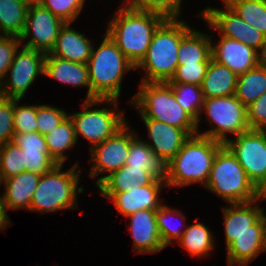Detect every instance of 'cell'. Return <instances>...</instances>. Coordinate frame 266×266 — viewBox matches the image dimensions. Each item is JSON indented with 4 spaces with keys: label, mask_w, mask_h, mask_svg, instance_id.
<instances>
[{
    "label": "cell",
    "mask_w": 266,
    "mask_h": 266,
    "mask_svg": "<svg viewBox=\"0 0 266 266\" xmlns=\"http://www.w3.org/2000/svg\"><path fill=\"white\" fill-rule=\"evenodd\" d=\"M152 143L144 141L150 149L169 163L180 151L190 135L182 128H178L153 119L142 118Z\"/></svg>",
    "instance_id": "e0dca14e"
},
{
    "label": "cell",
    "mask_w": 266,
    "mask_h": 266,
    "mask_svg": "<svg viewBox=\"0 0 266 266\" xmlns=\"http://www.w3.org/2000/svg\"><path fill=\"white\" fill-rule=\"evenodd\" d=\"M142 118L153 119L184 129L190 136L197 133V122L176 101L166 82H142L132 98Z\"/></svg>",
    "instance_id": "5b68a950"
},
{
    "label": "cell",
    "mask_w": 266,
    "mask_h": 266,
    "mask_svg": "<svg viewBox=\"0 0 266 266\" xmlns=\"http://www.w3.org/2000/svg\"><path fill=\"white\" fill-rule=\"evenodd\" d=\"M56 79L63 84L87 86L86 100H91V86L89 82L87 64L64 60L57 56L46 54L44 76Z\"/></svg>",
    "instance_id": "7402d4cb"
},
{
    "label": "cell",
    "mask_w": 266,
    "mask_h": 266,
    "mask_svg": "<svg viewBox=\"0 0 266 266\" xmlns=\"http://www.w3.org/2000/svg\"><path fill=\"white\" fill-rule=\"evenodd\" d=\"M87 66L91 86V100H118L124 71L135 69V66L107 33L99 48L96 51L95 48H92Z\"/></svg>",
    "instance_id": "277c9868"
},
{
    "label": "cell",
    "mask_w": 266,
    "mask_h": 266,
    "mask_svg": "<svg viewBox=\"0 0 266 266\" xmlns=\"http://www.w3.org/2000/svg\"><path fill=\"white\" fill-rule=\"evenodd\" d=\"M128 217L136 253H155L165 248L156 222V210L143 209Z\"/></svg>",
    "instance_id": "ffe728a7"
},
{
    "label": "cell",
    "mask_w": 266,
    "mask_h": 266,
    "mask_svg": "<svg viewBox=\"0 0 266 266\" xmlns=\"http://www.w3.org/2000/svg\"><path fill=\"white\" fill-rule=\"evenodd\" d=\"M21 41L15 36H3L0 39V82L5 79Z\"/></svg>",
    "instance_id": "7bdbcfd3"
},
{
    "label": "cell",
    "mask_w": 266,
    "mask_h": 266,
    "mask_svg": "<svg viewBox=\"0 0 266 266\" xmlns=\"http://www.w3.org/2000/svg\"><path fill=\"white\" fill-rule=\"evenodd\" d=\"M14 99V133L37 132V105L18 106Z\"/></svg>",
    "instance_id": "f35d334b"
},
{
    "label": "cell",
    "mask_w": 266,
    "mask_h": 266,
    "mask_svg": "<svg viewBox=\"0 0 266 266\" xmlns=\"http://www.w3.org/2000/svg\"><path fill=\"white\" fill-rule=\"evenodd\" d=\"M224 144L198 134L190 136L167 164L166 186L183 187L208 182L216 153Z\"/></svg>",
    "instance_id": "7a4b0ae2"
},
{
    "label": "cell",
    "mask_w": 266,
    "mask_h": 266,
    "mask_svg": "<svg viewBox=\"0 0 266 266\" xmlns=\"http://www.w3.org/2000/svg\"><path fill=\"white\" fill-rule=\"evenodd\" d=\"M29 6L28 0H0V31L4 36L22 35Z\"/></svg>",
    "instance_id": "f1b7e54d"
},
{
    "label": "cell",
    "mask_w": 266,
    "mask_h": 266,
    "mask_svg": "<svg viewBox=\"0 0 266 266\" xmlns=\"http://www.w3.org/2000/svg\"><path fill=\"white\" fill-rule=\"evenodd\" d=\"M129 5L140 10L156 12L166 18H178L182 0H126Z\"/></svg>",
    "instance_id": "8d00e7d4"
},
{
    "label": "cell",
    "mask_w": 266,
    "mask_h": 266,
    "mask_svg": "<svg viewBox=\"0 0 266 266\" xmlns=\"http://www.w3.org/2000/svg\"><path fill=\"white\" fill-rule=\"evenodd\" d=\"M225 11L207 8L200 14L212 29H217L221 36L233 38L257 50L266 36L254 26L244 21L226 4Z\"/></svg>",
    "instance_id": "5bb4252c"
},
{
    "label": "cell",
    "mask_w": 266,
    "mask_h": 266,
    "mask_svg": "<svg viewBox=\"0 0 266 266\" xmlns=\"http://www.w3.org/2000/svg\"><path fill=\"white\" fill-rule=\"evenodd\" d=\"M211 36L190 29L180 41L178 49V65L210 63Z\"/></svg>",
    "instance_id": "4316f807"
},
{
    "label": "cell",
    "mask_w": 266,
    "mask_h": 266,
    "mask_svg": "<svg viewBox=\"0 0 266 266\" xmlns=\"http://www.w3.org/2000/svg\"><path fill=\"white\" fill-rule=\"evenodd\" d=\"M64 24L62 19L55 16L42 4H30L24 31L19 39L23 42L32 36L24 47L47 54L55 46L60 29Z\"/></svg>",
    "instance_id": "7c38bea8"
},
{
    "label": "cell",
    "mask_w": 266,
    "mask_h": 266,
    "mask_svg": "<svg viewBox=\"0 0 266 266\" xmlns=\"http://www.w3.org/2000/svg\"><path fill=\"white\" fill-rule=\"evenodd\" d=\"M238 75L228 67L211 59L201 84L204 98L235 95Z\"/></svg>",
    "instance_id": "d4e9b609"
},
{
    "label": "cell",
    "mask_w": 266,
    "mask_h": 266,
    "mask_svg": "<svg viewBox=\"0 0 266 266\" xmlns=\"http://www.w3.org/2000/svg\"><path fill=\"white\" fill-rule=\"evenodd\" d=\"M174 93L176 101L197 122L199 131V115L203 109L204 97L201 86L190 83H168Z\"/></svg>",
    "instance_id": "836d02e7"
},
{
    "label": "cell",
    "mask_w": 266,
    "mask_h": 266,
    "mask_svg": "<svg viewBox=\"0 0 266 266\" xmlns=\"http://www.w3.org/2000/svg\"><path fill=\"white\" fill-rule=\"evenodd\" d=\"M256 55H257V66L266 69V38L265 41L257 49Z\"/></svg>",
    "instance_id": "f6af8a7d"
},
{
    "label": "cell",
    "mask_w": 266,
    "mask_h": 266,
    "mask_svg": "<svg viewBox=\"0 0 266 266\" xmlns=\"http://www.w3.org/2000/svg\"><path fill=\"white\" fill-rule=\"evenodd\" d=\"M214 237L203 223H195L184 229L179 244L192 256H204L214 249Z\"/></svg>",
    "instance_id": "1f68e13d"
},
{
    "label": "cell",
    "mask_w": 266,
    "mask_h": 266,
    "mask_svg": "<svg viewBox=\"0 0 266 266\" xmlns=\"http://www.w3.org/2000/svg\"><path fill=\"white\" fill-rule=\"evenodd\" d=\"M106 102L114 105L118 103L115 99H94L85 100L83 104V111L69 115L73 121L76 138L80 134L86 138L94 147L104 140L113 136L125 124V118L122 112H116L112 108L107 109H88L89 107Z\"/></svg>",
    "instance_id": "9c48e42d"
},
{
    "label": "cell",
    "mask_w": 266,
    "mask_h": 266,
    "mask_svg": "<svg viewBox=\"0 0 266 266\" xmlns=\"http://www.w3.org/2000/svg\"><path fill=\"white\" fill-rule=\"evenodd\" d=\"M166 19L159 13L140 10L127 3L118 9L106 33L136 67L145 57L156 29Z\"/></svg>",
    "instance_id": "6da1fadb"
},
{
    "label": "cell",
    "mask_w": 266,
    "mask_h": 266,
    "mask_svg": "<svg viewBox=\"0 0 266 266\" xmlns=\"http://www.w3.org/2000/svg\"><path fill=\"white\" fill-rule=\"evenodd\" d=\"M166 186L165 181L155 179L151 184L135 187L123 193H101L108 199H112L118 212L128 217L143 210H157L162 203L159 200L161 187Z\"/></svg>",
    "instance_id": "2e32d148"
},
{
    "label": "cell",
    "mask_w": 266,
    "mask_h": 266,
    "mask_svg": "<svg viewBox=\"0 0 266 266\" xmlns=\"http://www.w3.org/2000/svg\"><path fill=\"white\" fill-rule=\"evenodd\" d=\"M155 179L146 169L124 165L110 175L97 179L96 185L101 193H123L129 191L132 186L151 184Z\"/></svg>",
    "instance_id": "cb8c5ba5"
},
{
    "label": "cell",
    "mask_w": 266,
    "mask_h": 266,
    "mask_svg": "<svg viewBox=\"0 0 266 266\" xmlns=\"http://www.w3.org/2000/svg\"><path fill=\"white\" fill-rule=\"evenodd\" d=\"M202 110L207 114L206 119L215 127L201 134L196 133L198 135L225 144L228 140L227 133L238 136L250 130L247 123L246 106L235 95L204 98Z\"/></svg>",
    "instance_id": "ba28073f"
},
{
    "label": "cell",
    "mask_w": 266,
    "mask_h": 266,
    "mask_svg": "<svg viewBox=\"0 0 266 266\" xmlns=\"http://www.w3.org/2000/svg\"><path fill=\"white\" fill-rule=\"evenodd\" d=\"M25 171L23 150L13 142L0 146V180L9 179Z\"/></svg>",
    "instance_id": "e575fe53"
},
{
    "label": "cell",
    "mask_w": 266,
    "mask_h": 266,
    "mask_svg": "<svg viewBox=\"0 0 266 266\" xmlns=\"http://www.w3.org/2000/svg\"><path fill=\"white\" fill-rule=\"evenodd\" d=\"M263 251H266V232L243 233L227 246V261L229 266H246Z\"/></svg>",
    "instance_id": "484cf974"
},
{
    "label": "cell",
    "mask_w": 266,
    "mask_h": 266,
    "mask_svg": "<svg viewBox=\"0 0 266 266\" xmlns=\"http://www.w3.org/2000/svg\"><path fill=\"white\" fill-rule=\"evenodd\" d=\"M70 27V23H65L60 29L55 46L49 54L64 60L87 64L94 46L90 39Z\"/></svg>",
    "instance_id": "44dd1931"
},
{
    "label": "cell",
    "mask_w": 266,
    "mask_h": 266,
    "mask_svg": "<svg viewBox=\"0 0 266 266\" xmlns=\"http://www.w3.org/2000/svg\"><path fill=\"white\" fill-rule=\"evenodd\" d=\"M205 187L229 204L257 200V188L225 145L216 153Z\"/></svg>",
    "instance_id": "8992f818"
},
{
    "label": "cell",
    "mask_w": 266,
    "mask_h": 266,
    "mask_svg": "<svg viewBox=\"0 0 266 266\" xmlns=\"http://www.w3.org/2000/svg\"><path fill=\"white\" fill-rule=\"evenodd\" d=\"M257 200L230 204L223 208L226 247L243 233L266 232L264 208L252 206Z\"/></svg>",
    "instance_id": "9a60e30c"
},
{
    "label": "cell",
    "mask_w": 266,
    "mask_h": 266,
    "mask_svg": "<svg viewBox=\"0 0 266 266\" xmlns=\"http://www.w3.org/2000/svg\"><path fill=\"white\" fill-rule=\"evenodd\" d=\"M167 164L139 137H136L130 143L129 155L125 162L126 166L146 169L156 179L166 181Z\"/></svg>",
    "instance_id": "83f0119b"
},
{
    "label": "cell",
    "mask_w": 266,
    "mask_h": 266,
    "mask_svg": "<svg viewBox=\"0 0 266 266\" xmlns=\"http://www.w3.org/2000/svg\"><path fill=\"white\" fill-rule=\"evenodd\" d=\"M244 21L266 36V0H223Z\"/></svg>",
    "instance_id": "d6a6232c"
},
{
    "label": "cell",
    "mask_w": 266,
    "mask_h": 266,
    "mask_svg": "<svg viewBox=\"0 0 266 266\" xmlns=\"http://www.w3.org/2000/svg\"><path fill=\"white\" fill-rule=\"evenodd\" d=\"M126 123L113 136L104 140L100 144L90 147L92 169L90 176H98L101 173L110 175L125 165L129 155L130 143L136 138L134 132L127 128Z\"/></svg>",
    "instance_id": "4fadbf2b"
},
{
    "label": "cell",
    "mask_w": 266,
    "mask_h": 266,
    "mask_svg": "<svg viewBox=\"0 0 266 266\" xmlns=\"http://www.w3.org/2000/svg\"><path fill=\"white\" fill-rule=\"evenodd\" d=\"M85 0H43L42 4L65 23H72L79 16Z\"/></svg>",
    "instance_id": "74e56055"
},
{
    "label": "cell",
    "mask_w": 266,
    "mask_h": 266,
    "mask_svg": "<svg viewBox=\"0 0 266 266\" xmlns=\"http://www.w3.org/2000/svg\"><path fill=\"white\" fill-rule=\"evenodd\" d=\"M250 130H266V91L246 107Z\"/></svg>",
    "instance_id": "ee69618b"
},
{
    "label": "cell",
    "mask_w": 266,
    "mask_h": 266,
    "mask_svg": "<svg viewBox=\"0 0 266 266\" xmlns=\"http://www.w3.org/2000/svg\"><path fill=\"white\" fill-rule=\"evenodd\" d=\"M209 63L178 65L174 76L167 83H190L201 86Z\"/></svg>",
    "instance_id": "60d3db41"
},
{
    "label": "cell",
    "mask_w": 266,
    "mask_h": 266,
    "mask_svg": "<svg viewBox=\"0 0 266 266\" xmlns=\"http://www.w3.org/2000/svg\"><path fill=\"white\" fill-rule=\"evenodd\" d=\"M191 28L177 18H167L155 31L145 57L135 67L147 72L142 82H168L178 66L181 38Z\"/></svg>",
    "instance_id": "3957f363"
},
{
    "label": "cell",
    "mask_w": 266,
    "mask_h": 266,
    "mask_svg": "<svg viewBox=\"0 0 266 266\" xmlns=\"http://www.w3.org/2000/svg\"><path fill=\"white\" fill-rule=\"evenodd\" d=\"M224 144L258 188L266 179V130H248Z\"/></svg>",
    "instance_id": "30bf717a"
},
{
    "label": "cell",
    "mask_w": 266,
    "mask_h": 266,
    "mask_svg": "<svg viewBox=\"0 0 266 266\" xmlns=\"http://www.w3.org/2000/svg\"><path fill=\"white\" fill-rule=\"evenodd\" d=\"M30 4H40L43 0H28Z\"/></svg>",
    "instance_id": "c3c4849f"
},
{
    "label": "cell",
    "mask_w": 266,
    "mask_h": 266,
    "mask_svg": "<svg viewBox=\"0 0 266 266\" xmlns=\"http://www.w3.org/2000/svg\"><path fill=\"white\" fill-rule=\"evenodd\" d=\"M77 164L75 163L66 172H61L62 164H57L49 172L42 174L33 194L30 210L44 214L60 209L75 208L77 193L83 191L82 186L77 190L81 173V170L77 171Z\"/></svg>",
    "instance_id": "52a82bcc"
},
{
    "label": "cell",
    "mask_w": 266,
    "mask_h": 266,
    "mask_svg": "<svg viewBox=\"0 0 266 266\" xmlns=\"http://www.w3.org/2000/svg\"><path fill=\"white\" fill-rule=\"evenodd\" d=\"M40 177V174L25 170L14 177L1 181L5 185L6 191L2 198L7 210L19 208L30 210L33 194Z\"/></svg>",
    "instance_id": "603a6c76"
},
{
    "label": "cell",
    "mask_w": 266,
    "mask_h": 266,
    "mask_svg": "<svg viewBox=\"0 0 266 266\" xmlns=\"http://www.w3.org/2000/svg\"><path fill=\"white\" fill-rule=\"evenodd\" d=\"M45 57V53L27 47L17 50L7 71L9 81L0 82V96L21 100L37 75H44Z\"/></svg>",
    "instance_id": "8fae6325"
},
{
    "label": "cell",
    "mask_w": 266,
    "mask_h": 266,
    "mask_svg": "<svg viewBox=\"0 0 266 266\" xmlns=\"http://www.w3.org/2000/svg\"><path fill=\"white\" fill-rule=\"evenodd\" d=\"M44 136L50 157L57 164L63 165L68 158L64 155V151L77 143L74 124L70 116L68 115L56 128Z\"/></svg>",
    "instance_id": "f546056e"
},
{
    "label": "cell",
    "mask_w": 266,
    "mask_h": 266,
    "mask_svg": "<svg viewBox=\"0 0 266 266\" xmlns=\"http://www.w3.org/2000/svg\"><path fill=\"white\" fill-rule=\"evenodd\" d=\"M14 99L0 96V146L11 142L14 135Z\"/></svg>",
    "instance_id": "b9f144b4"
},
{
    "label": "cell",
    "mask_w": 266,
    "mask_h": 266,
    "mask_svg": "<svg viewBox=\"0 0 266 266\" xmlns=\"http://www.w3.org/2000/svg\"><path fill=\"white\" fill-rule=\"evenodd\" d=\"M266 91V69L256 66L239 74L235 96L247 107Z\"/></svg>",
    "instance_id": "4dcf8cb0"
},
{
    "label": "cell",
    "mask_w": 266,
    "mask_h": 266,
    "mask_svg": "<svg viewBox=\"0 0 266 266\" xmlns=\"http://www.w3.org/2000/svg\"><path fill=\"white\" fill-rule=\"evenodd\" d=\"M171 215L177 217V215L180 216L182 213L163 204L156 210V222L165 247L172 243V239H179L184 233L179 227H175V229L173 225L171 226L169 221L172 217Z\"/></svg>",
    "instance_id": "d590c367"
},
{
    "label": "cell",
    "mask_w": 266,
    "mask_h": 266,
    "mask_svg": "<svg viewBox=\"0 0 266 266\" xmlns=\"http://www.w3.org/2000/svg\"><path fill=\"white\" fill-rule=\"evenodd\" d=\"M68 114L64 110L48 105H37V132L46 135L56 128Z\"/></svg>",
    "instance_id": "ab89813d"
},
{
    "label": "cell",
    "mask_w": 266,
    "mask_h": 266,
    "mask_svg": "<svg viewBox=\"0 0 266 266\" xmlns=\"http://www.w3.org/2000/svg\"><path fill=\"white\" fill-rule=\"evenodd\" d=\"M257 50L233 38L221 36L218 44L211 46L212 59L228 67L237 75L257 66Z\"/></svg>",
    "instance_id": "ac0fdd59"
},
{
    "label": "cell",
    "mask_w": 266,
    "mask_h": 266,
    "mask_svg": "<svg viewBox=\"0 0 266 266\" xmlns=\"http://www.w3.org/2000/svg\"><path fill=\"white\" fill-rule=\"evenodd\" d=\"M266 199V179L257 188V200Z\"/></svg>",
    "instance_id": "7dc6e473"
},
{
    "label": "cell",
    "mask_w": 266,
    "mask_h": 266,
    "mask_svg": "<svg viewBox=\"0 0 266 266\" xmlns=\"http://www.w3.org/2000/svg\"><path fill=\"white\" fill-rule=\"evenodd\" d=\"M7 207L4 204L3 198L0 196V230L7 226L9 223V216L7 215Z\"/></svg>",
    "instance_id": "bcb514c9"
},
{
    "label": "cell",
    "mask_w": 266,
    "mask_h": 266,
    "mask_svg": "<svg viewBox=\"0 0 266 266\" xmlns=\"http://www.w3.org/2000/svg\"><path fill=\"white\" fill-rule=\"evenodd\" d=\"M11 142L23 150L26 171L42 175L57 165L49 155L43 134L38 132L14 133Z\"/></svg>",
    "instance_id": "d6986e66"
}]
</instances>
